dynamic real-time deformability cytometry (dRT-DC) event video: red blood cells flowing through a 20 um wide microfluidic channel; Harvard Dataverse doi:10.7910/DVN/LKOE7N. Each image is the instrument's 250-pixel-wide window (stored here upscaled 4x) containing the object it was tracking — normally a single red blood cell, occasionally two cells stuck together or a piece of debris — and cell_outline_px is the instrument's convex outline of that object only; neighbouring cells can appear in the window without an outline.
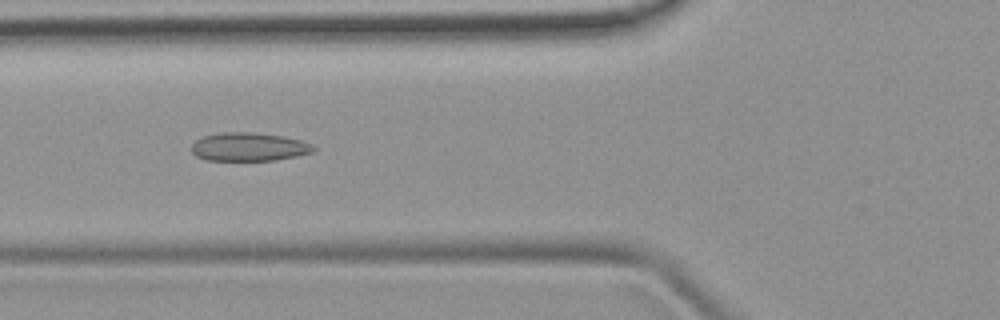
{"species": "common noctule bat (a hibernating species)", "species_latin": "Nyctalus noctula", "temperature_condition": "room temperature", "stored_images_in_passage": 9, "camera_frame_rate_fps": 3000, "um_per_image_px": 0.085, "animal": {"sex": "female", "body_mass_g": 19.9}, "frame": {"image": 1, "passage_image": 6, "time_ms": 5.667, "image_size_px": [1000, 320], "cell_outline_px": [[316, 148], [312, 152], [296, 156], [276, 160], [208, 160], [196, 156], [192, 152], [192, 144], [196, 140], [204, 136], [224, 132], [248, 132], [284, 136], [300, 140], [312, 144]], "centroid_in_image_um": [21.16, 12.48], "position_along_channel_um": 104.6, "area_um2": 20.06}}
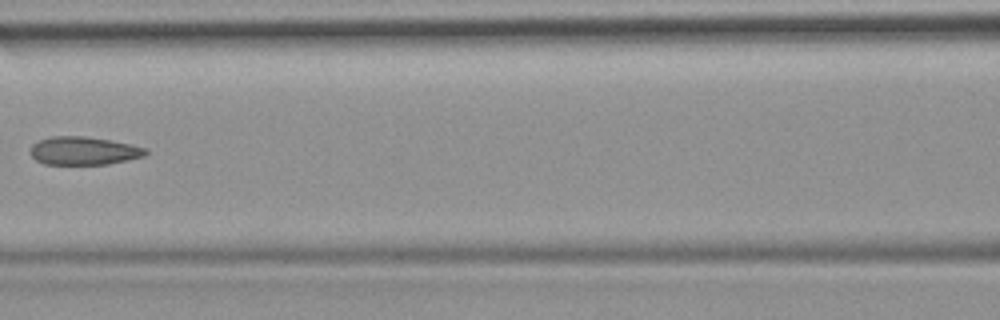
{"frame": {"image": 2, "passage_image": 7, "time_ms": 7.0, "image_size_px": [1000, 320], "cell_outline_px": [[148, 152], [144, 156], [128, 160], [108, 164], [44, 164], [36, 160], [32, 156], [32, 144], [40, 140], [52, 136], [84, 136], [112, 140], [132, 144], [148, 148]], "centroid_in_image_um": [7.17, 12.81], "position_along_channel_um": 159.4, "area_um2": 18.96}}
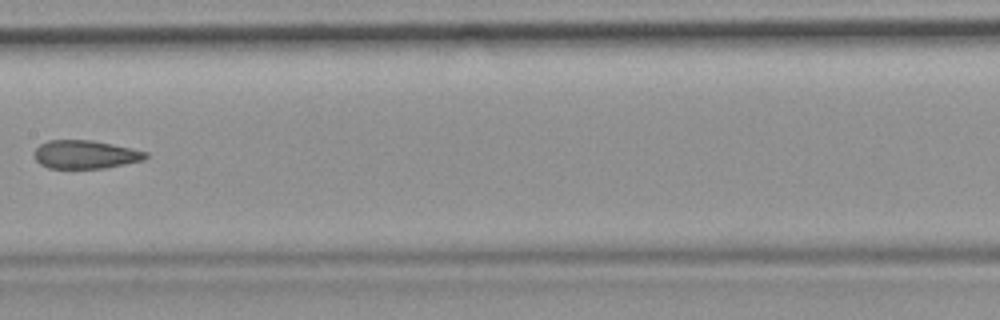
{"frame": {"image": 3, "passage_image": 8, "time_ms": 8.0, "image_size_px": [1000, 320], "cell_outline_px": [[148, 156], [144, 160], [108, 168], [48, 168], [40, 164], [32, 156], [32, 152], [40, 144], [48, 140], [92, 140], [132, 148], [148, 152]], "centroid_in_image_um": [7.24, 13.13], "position_along_channel_um": 200.2, "area_um2": 18.67}}